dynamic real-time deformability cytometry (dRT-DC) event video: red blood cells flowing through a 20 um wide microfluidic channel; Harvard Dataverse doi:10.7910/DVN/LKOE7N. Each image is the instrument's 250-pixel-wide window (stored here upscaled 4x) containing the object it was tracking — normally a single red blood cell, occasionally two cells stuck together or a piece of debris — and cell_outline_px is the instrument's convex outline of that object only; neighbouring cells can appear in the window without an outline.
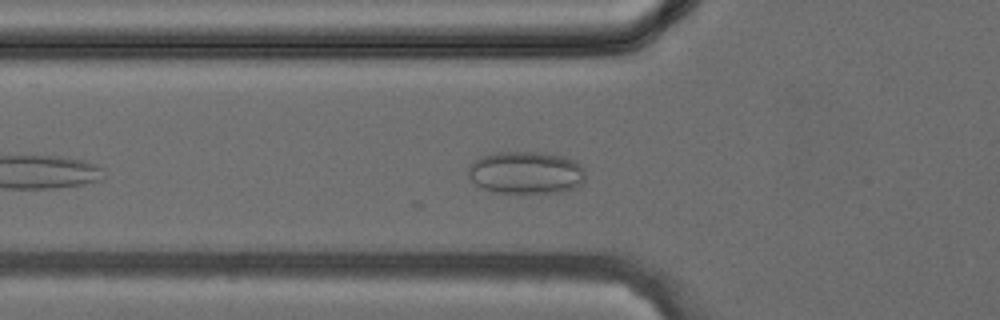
{"species": "common noctule bat (a hibernating species)", "species_latin": "Nyctalus noctula", "temperature_condition": "cold", "stored_images_in_passage": 10, "camera_frame_rate_fps": 3000, "um_per_image_px": 0.085, "animal": {"sex": "female", "body_mass_g": 24.6, "forearm_length_mm": 56.2}, "frame": {"image": 1, "passage_image": 5, "time_ms": 1.333, "image_size_px": [1000, 320], "cell_outline_px": [[584, 184], [560, 192], [496, 192], [484, 188], [476, 184], [468, 176], [468, 168], [480, 156], [496, 152], [536, 152], [560, 156], [576, 160], [584, 168]], "centroid_in_image_um": [44.72, 14.66], "position_along_channel_um": 81.1, "area_um2": 28.78}}